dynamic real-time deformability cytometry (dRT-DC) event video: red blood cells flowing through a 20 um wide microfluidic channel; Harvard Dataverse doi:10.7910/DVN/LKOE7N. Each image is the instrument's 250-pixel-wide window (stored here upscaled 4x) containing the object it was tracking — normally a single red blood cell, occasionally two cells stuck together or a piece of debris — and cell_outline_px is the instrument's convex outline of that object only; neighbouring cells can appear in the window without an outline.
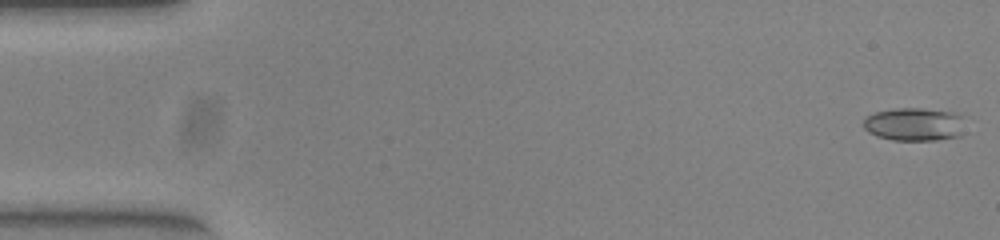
{"species": "common noctule bat (a hibernating species)", "species_latin": "Nyctalus noctula", "temperature_condition": "warm", "stored_images_in_passage": 15, "camera_frame_rate_fps": 3000, "um_per_image_px": 0.085, "animal": {"sex": "female", "body_mass_g": 23.0, "forearm_length_mm": 53.4}, "frame": {"image": 1, "passage_image": 1, "time_ms": 0.0, "image_size_px": [1000, 240], "cell_outline_px": [[960, 136], [936, 140], [892, 140], [876, 136], [868, 132], [864, 128], [864, 120], [868, 116], [876, 112], [896, 108], [920, 108], [952, 112], [960, 116]], "centroid_in_image_um": [77.64, 10.57], "position_along_channel_um": 7.4, "area_um2": 19.25}}
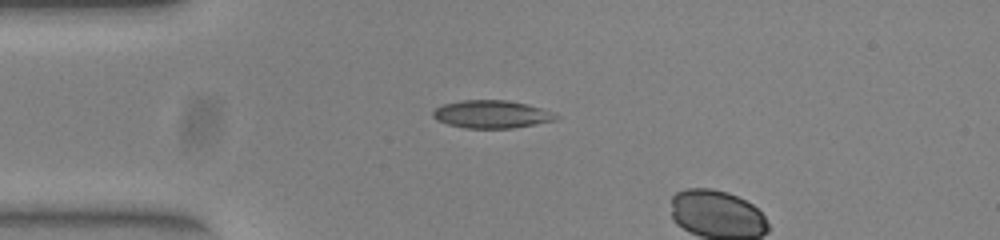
{"frame": {"image": 2, "passage_image": 13, "time_ms": 4.0, "image_size_px": [1000, 240], "cell_outline_px": [[560, 116], [556, 120], [536, 124], [512, 128], [464, 128], [448, 124], [436, 120], [432, 116], [432, 112], [436, 108], [444, 104], [460, 100], [508, 100], [528, 104], [552, 112]], "centroid_in_image_um": [41.78, 9.71], "position_along_channel_um": 43.2, "area_um2": 20.0}}